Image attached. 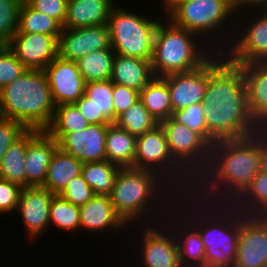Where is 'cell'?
<instances>
[{
	"label": "cell",
	"mask_w": 267,
	"mask_h": 267,
	"mask_svg": "<svg viewBox=\"0 0 267 267\" xmlns=\"http://www.w3.org/2000/svg\"><path fill=\"white\" fill-rule=\"evenodd\" d=\"M260 163V130L242 139L217 140L193 194L205 202L232 204L261 171Z\"/></svg>",
	"instance_id": "7a4b0ae2"
},
{
	"label": "cell",
	"mask_w": 267,
	"mask_h": 267,
	"mask_svg": "<svg viewBox=\"0 0 267 267\" xmlns=\"http://www.w3.org/2000/svg\"><path fill=\"white\" fill-rule=\"evenodd\" d=\"M108 126L89 124L79 132L48 134L58 142L61 150L82 163L100 162L106 160L105 139Z\"/></svg>",
	"instance_id": "5bb4252c"
},
{
	"label": "cell",
	"mask_w": 267,
	"mask_h": 267,
	"mask_svg": "<svg viewBox=\"0 0 267 267\" xmlns=\"http://www.w3.org/2000/svg\"><path fill=\"white\" fill-rule=\"evenodd\" d=\"M254 12H256L257 14H255ZM254 14L256 15V17L254 16ZM248 16L249 14L247 13V20L245 18H242V20L244 19L245 21H247V23L244 20L242 21L239 17L238 22H242L243 24H239L240 26L238 28H236L235 25L229 27V31L233 30L230 31L232 32L231 35L228 34L230 33L229 31H226L224 35L225 37L220 36L218 38L219 41H222V44L220 43L218 45L216 52L224 53L225 57L231 63L236 65H243L253 62H267V14L263 10L254 9L252 11V14L250 15L251 18H254L251 19L250 17L248 18ZM248 21L250 23H248ZM244 22L247 26L244 25ZM232 27H235V30L237 29L236 32L234 29H232ZM239 28L244 29L240 30ZM226 34L229 36L226 37ZM221 37H224V40L221 39ZM223 42H225L226 44Z\"/></svg>",
	"instance_id": "30bf717a"
},
{
	"label": "cell",
	"mask_w": 267,
	"mask_h": 267,
	"mask_svg": "<svg viewBox=\"0 0 267 267\" xmlns=\"http://www.w3.org/2000/svg\"><path fill=\"white\" fill-rule=\"evenodd\" d=\"M120 168L119 165L108 160L86 162L82 165L81 174L96 195L110 196Z\"/></svg>",
	"instance_id": "1f68e13d"
},
{
	"label": "cell",
	"mask_w": 267,
	"mask_h": 267,
	"mask_svg": "<svg viewBox=\"0 0 267 267\" xmlns=\"http://www.w3.org/2000/svg\"><path fill=\"white\" fill-rule=\"evenodd\" d=\"M139 100L159 123L173 114L169 87L162 77H154L139 92Z\"/></svg>",
	"instance_id": "f1b7e54d"
},
{
	"label": "cell",
	"mask_w": 267,
	"mask_h": 267,
	"mask_svg": "<svg viewBox=\"0 0 267 267\" xmlns=\"http://www.w3.org/2000/svg\"><path fill=\"white\" fill-rule=\"evenodd\" d=\"M178 194L179 193L156 172L125 167L120 168L117 173L110 198L116 213L130 228V226L135 227L133 225L136 223L138 224V222L142 225V220H145V223L148 222L149 224L163 221L166 214L170 212V208L174 207ZM149 211L151 213H149ZM158 211H160V213ZM149 215H152V217ZM150 218H152V220L156 219L152 221Z\"/></svg>",
	"instance_id": "277c9868"
},
{
	"label": "cell",
	"mask_w": 267,
	"mask_h": 267,
	"mask_svg": "<svg viewBox=\"0 0 267 267\" xmlns=\"http://www.w3.org/2000/svg\"><path fill=\"white\" fill-rule=\"evenodd\" d=\"M163 9L166 14L164 16L174 25L196 33L215 52L218 48L217 42H220L213 41V37L215 38L217 31H220L217 33L219 36L222 35L221 31L228 28L226 24L232 21V14L234 17L236 14L234 0H169ZM205 36L208 37L207 40Z\"/></svg>",
	"instance_id": "52a82bcc"
},
{
	"label": "cell",
	"mask_w": 267,
	"mask_h": 267,
	"mask_svg": "<svg viewBox=\"0 0 267 267\" xmlns=\"http://www.w3.org/2000/svg\"><path fill=\"white\" fill-rule=\"evenodd\" d=\"M40 130L28 129L18 140H16L6 151L0 162V179L26 187V172L24 160L26 148L29 141Z\"/></svg>",
	"instance_id": "484cf974"
},
{
	"label": "cell",
	"mask_w": 267,
	"mask_h": 267,
	"mask_svg": "<svg viewBox=\"0 0 267 267\" xmlns=\"http://www.w3.org/2000/svg\"><path fill=\"white\" fill-rule=\"evenodd\" d=\"M115 52L112 48L91 52L76 61L86 83L111 80Z\"/></svg>",
	"instance_id": "f546056e"
},
{
	"label": "cell",
	"mask_w": 267,
	"mask_h": 267,
	"mask_svg": "<svg viewBox=\"0 0 267 267\" xmlns=\"http://www.w3.org/2000/svg\"><path fill=\"white\" fill-rule=\"evenodd\" d=\"M139 100V91L113 84L114 123L117 117Z\"/></svg>",
	"instance_id": "7bdbcfd3"
},
{
	"label": "cell",
	"mask_w": 267,
	"mask_h": 267,
	"mask_svg": "<svg viewBox=\"0 0 267 267\" xmlns=\"http://www.w3.org/2000/svg\"><path fill=\"white\" fill-rule=\"evenodd\" d=\"M160 1H161V2L163 1V2H162V4H163L162 6H164L169 0H160Z\"/></svg>",
	"instance_id": "f907efd6"
},
{
	"label": "cell",
	"mask_w": 267,
	"mask_h": 267,
	"mask_svg": "<svg viewBox=\"0 0 267 267\" xmlns=\"http://www.w3.org/2000/svg\"><path fill=\"white\" fill-rule=\"evenodd\" d=\"M50 225L61 231L75 232L80 229L79 207L69 203L59 194H54L49 210Z\"/></svg>",
	"instance_id": "8d00e7d4"
},
{
	"label": "cell",
	"mask_w": 267,
	"mask_h": 267,
	"mask_svg": "<svg viewBox=\"0 0 267 267\" xmlns=\"http://www.w3.org/2000/svg\"><path fill=\"white\" fill-rule=\"evenodd\" d=\"M171 117L176 122L199 133L208 142V129L205 122L203 103H196L182 110L175 111Z\"/></svg>",
	"instance_id": "f35d334b"
},
{
	"label": "cell",
	"mask_w": 267,
	"mask_h": 267,
	"mask_svg": "<svg viewBox=\"0 0 267 267\" xmlns=\"http://www.w3.org/2000/svg\"><path fill=\"white\" fill-rule=\"evenodd\" d=\"M122 8L115 5L108 19L111 48L118 55L151 61L160 19H149Z\"/></svg>",
	"instance_id": "9c48e42d"
},
{
	"label": "cell",
	"mask_w": 267,
	"mask_h": 267,
	"mask_svg": "<svg viewBox=\"0 0 267 267\" xmlns=\"http://www.w3.org/2000/svg\"><path fill=\"white\" fill-rule=\"evenodd\" d=\"M24 0H0V45H8L17 32L19 10Z\"/></svg>",
	"instance_id": "74e56055"
},
{
	"label": "cell",
	"mask_w": 267,
	"mask_h": 267,
	"mask_svg": "<svg viewBox=\"0 0 267 267\" xmlns=\"http://www.w3.org/2000/svg\"><path fill=\"white\" fill-rule=\"evenodd\" d=\"M131 168L156 172L179 194L194 191L196 180L172 156L160 124L137 137Z\"/></svg>",
	"instance_id": "ba28073f"
},
{
	"label": "cell",
	"mask_w": 267,
	"mask_h": 267,
	"mask_svg": "<svg viewBox=\"0 0 267 267\" xmlns=\"http://www.w3.org/2000/svg\"><path fill=\"white\" fill-rule=\"evenodd\" d=\"M154 78L151 61L115 54L111 82L141 91Z\"/></svg>",
	"instance_id": "d4e9b609"
},
{
	"label": "cell",
	"mask_w": 267,
	"mask_h": 267,
	"mask_svg": "<svg viewBox=\"0 0 267 267\" xmlns=\"http://www.w3.org/2000/svg\"><path fill=\"white\" fill-rule=\"evenodd\" d=\"M7 46L30 70H44L58 56V40L52 35L17 31Z\"/></svg>",
	"instance_id": "2e32d148"
},
{
	"label": "cell",
	"mask_w": 267,
	"mask_h": 267,
	"mask_svg": "<svg viewBox=\"0 0 267 267\" xmlns=\"http://www.w3.org/2000/svg\"><path fill=\"white\" fill-rule=\"evenodd\" d=\"M136 139V136L115 123L110 124L105 139L106 160L121 168L132 167L136 154Z\"/></svg>",
	"instance_id": "83f0119b"
},
{
	"label": "cell",
	"mask_w": 267,
	"mask_h": 267,
	"mask_svg": "<svg viewBox=\"0 0 267 267\" xmlns=\"http://www.w3.org/2000/svg\"><path fill=\"white\" fill-rule=\"evenodd\" d=\"M58 142L45 130H40L27 144L24 160L26 187H42L46 180L48 167Z\"/></svg>",
	"instance_id": "44dd1931"
},
{
	"label": "cell",
	"mask_w": 267,
	"mask_h": 267,
	"mask_svg": "<svg viewBox=\"0 0 267 267\" xmlns=\"http://www.w3.org/2000/svg\"><path fill=\"white\" fill-rule=\"evenodd\" d=\"M260 144H261V171L267 173V129H260Z\"/></svg>",
	"instance_id": "c3c4849f"
},
{
	"label": "cell",
	"mask_w": 267,
	"mask_h": 267,
	"mask_svg": "<svg viewBox=\"0 0 267 267\" xmlns=\"http://www.w3.org/2000/svg\"><path fill=\"white\" fill-rule=\"evenodd\" d=\"M267 14V4L261 9Z\"/></svg>",
	"instance_id": "681fc988"
},
{
	"label": "cell",
	"mask_w": 267,
	"mask_h": 267,
	"mask_svg": "<svg viewBox=\"0 0 267 267\" xmlns=\"http://www.w3.org/2000/svg\"><path fill=\"white\" fill-rule=\"evenodd\" d=\"M202 103L211 146L217 140L242 139L261 129L249 111L244 74L224 53L215 52L208 59V84Z\"/></svg>",
	"instance_id": "6da1fadb"
},
{
	"label": "cell",
	"mask_w": 267,
	"mask_h": 267,
	"mask_svg": "<svg viewBox=\"0 0 267 267\" xmlns=\"http://www.w3.org/2000/svg\"><path fill=\"white\" fill-rule=\"evenodd\" d=\"M27 130L21 122L0 117V162L9 147Z\"/></svg>",
	"instance_id": "b9f144b4"
},
{
	"label": "cell",
	"mask_w": 267,
	"mask_h": 267,
	"mask_svg": "<svg viewBox=\"0 0 267 267\" xmlns=\"http://www.w3.org/2000/svg\"><path fill=\"white\" fill-rule=\"evenodd\" d=\"M74 104L89 124H95V107L85 94Z\"/></svg>",
	"instance_id": "bcb514c9"
},
{
	"label": "cell",
	"mask_w": 267,
	"mask_h": 267,
	"mask_svg": "<svg viewBox=\"0 0 267 267\" xmlns=\"http://www.w3.org/2000/svg\"><path fill=\"white\" fill-rule=\"evenodd\" d=\"M21 190L20 185L0 179V214L16 210Z\"/></svg>",
	"instance_id": "f6af8a7d"
},
{
	"label": "cell",
	"mask_w": 267,
	"mask_h": 267,
	"mask_svg": "<svg viewBox=\"0 0 267 267\" xmlns=\"http://www.w3.org/2000/svg\"><path fill=\"white\" fill-rule=\"evenodd\" d=\"M232 204L244 215L267 216V173L260 171Z\"/></svg>",
	"instance_id": "4dcf8cb0"
},
{
	"label": "cell",
	"mask_w": 267,
	"mask_h": 267,
	"mask_svg": "<svg viewBox=\"0 0 267 267\" xmlns=\"http://www.w3.org/2000/svg\"><path fill=\"white\" fill-rule=\"evenodd\" d=\"M234 267H267V216L240 211V234Z\"/></svg>",
	"instance_id": "4fadbf2b"
},
{
	"label": "cell",
	"mask_w": 267,
	"mask_h": 267,
	"mask_svg": "<svg viewBox=\"0 0 267 267\" xmlns=\"http://www.w3.org/2000/svg\"><path fill=\"white\" fill-rule=\"evenodd\" d=\"M115 124L138 137L154 129L159 125V122L155 120L150 112L143 106L142 102L138 100L117 117Z\"/></svg>",
	"instance_id": "e575fe53"
},
{
	"label": "cell",
	"mask_w": 267,
	"mask_h": 267,
	"mask_svg": "<svg viewBox=\"0 0 267 267\" xmlns=\"http://www.w3.org/2000/svg\"><path fill=\"white\" fill-rule=\"evenodd\" d=\"M27 70L7 45H0V90Z\"/></svg>",
	"instance_id": "ab89813d"
},
{
	"label": "cell",
	"mask_w": 267,
	"mask_h": 267,
	"mask_svg": "<svg viewBox=\"0 0 267 267\" xmlns=\"http://www.w3.org/2000/svg\"><path fill=\"white\" fill-rule=\"evenodd\" d=\"M164 20H160L154 37L151 60L154 77L193 71L215 53L196 33L174 25L167 18Z\"/></svg>",
	"instance_id": "8992f818"
},
{
	"label": "cell",
	"mask_w": 267,
	"mask_h": 267,
	"mask_svg": "<svg viewBox=\"0 0 267 267\" xmlns=\"http://www.w3.org/2000/svg\"><path fill=\"white\" fill-rule=\"evenodd\" d=\"M53 193L43 187H25L20 192L16 210L26 227L27 235L32 239L40 237L50 226V203Z\"/></svg>",
	"instance_id": "ac0fdd59"
},
{
	"label": "cell",
	"mask_w": 267,
	"mask_h": 267,
	"mask_svg": "<svg viewBox=\"0 0 267 267\" xmlns=\"http://www.w3.org/2000/svg\"><path fill=\"white\" fill-rule=\"evenodd\" d=\"M55 109L44 70L28 69L0 90V117L21 122L27 129L46 130Z\"/></svg>",
	"instance_id": "5b68a950"
},
{
	"label": "cell",
	"mask_w": 267,
	"mask_h": 267,
	"mask_svg": "<svg viewBox=\"0 0 267 267\" xmlns=\"http://www.w3.org/2000/svg\"><path fill=\"white\" fill-rule=\"evenodd\" d=\"M174 159L196 180L208 167L211 145L197 132L172 117L159 123Z\"/></svg>",
	"instance_id": "8fae6325"
},
{
	"label": "cell",
	"mask_w": 267,
	"mask_h": 267,
	"mask_svg": "<svg viewBox=\"0 0 267 267\" xmlns=\"http://www.w3.org/2000/svg\"><path fill=\"white\" fill-rule=\"evenodd\" d=\"M107 48H111L107 24L75 29L63 28L58 38V56L71 61H77L91 52Z\"/></svg>",
	"instance_id": "e0dca14e"
},
{
	"label": "cell",
	"mask_w": 267,
	"mask_h": 267,
	"mask_svg": "<svg viewBox=\"0 0 267 267\" xmlns=\"http://www.w3.org/2000/svg\"><path fill=\"white\" fill-rule=\"evenodd\" d=\"M115 0H68L63 28L108 24V19Z\"/></svg>",
	"instance_id": "cb8c5ba5"
},
{
	"label": "cell",
	"mask_w": 267,
	"mask_h": 267,
	"mask_svg": "<svg viewBox=\"0 0 267 267\" xmlns=\"http://www.w3.org/2000/svg\"><path fill=\"white\" fill-rule=\"evenodd\" d=\"M31 8L57 20L63 27L68 0H24Z\"/></svg>",
	"instance_id": "ee69618b"
},
{
	"label": "cell",
	"mask_w": 267,
	"mask_h": 267,
	"mask_svg": "<svg viewBox=\"0 0 267 267\" xmlns=\"http://www.w3.org/2000/svg\"><path fill=\"white\" fill-rule=\"evenodd\" d=\"M69 203L80 207L87 203L94 195L93 189L86 183L82 174L71 179L65 189L59 194Z\"/></svg>",
	"instance_id": "60d3db41"
},
{
	"label": "cell",
	"mask_w": 267,
	"mask_h": 267,
	"mask_svg": "<svg viewBox=\"0 0 267 267\" xmlns=\"http://www.w3.org/2000/svg\"><path fill=\"white\" fill-rule=\"evenodd\" d=\"M80 230L88 232L120 230L128 225L116 213L110 196L94 195L87 203L79 207Z\"/></svg>",
	"instance_id": "603a6c76"
},
{
	"label": "cell",
	"mask_w": 267,
	"mask_h": 267,
	"mask_svg": "<svg viewBox=\"0 0 267 267\" xmlns=\"http://www.w3.org/2000/svg\"><path fill=\"white\" fill-rule=\"evenodd\" d=\"M83 163L60 148L55 151L48 167L43 188L53 194H60L69 181L82 172Z\"/></svg>",
	"instance_id": "4316f807"
},
{
	"label": "cell",
	"mask_w": 267,
	"mask_h": 267,
	"mask_svg": "<svg viewBox=\"0 0 267 267\" xmlns=\"http://www.w3.org/2000/svg\"><path fill=\"white\" fill-rule=\"evenodd\" d=\"M168 84L172 111L202 103L208 84V60L199 68L162 77Z\"/></svg>",
	"instance_id": "d6986e66"
},
{
	"label": "cell",
	"mask_w": 267,
	"mask_h": 267,
	"mask_svg": "<svg viewBox=\"0 0 267 267\" xmlns=\"http://www.w3.org/2000/svg\"><path fill=\"white\" fill-rule=\"evenodd\" d=\"M95 107V124L114 123L113 83L111 80L86 83L85 93Z\"/></svg>",
	"instance_id": "d6a6232c"
},
{
	"label": "cell",
	"mask_w": 267,
	"mask_h": 267,
	"mask_svg": "<svg viewBox=\"0 0 267 267\" xmlns=\"http://www.w3.org/2000/svg\"><path fill=\"white\" fill-rule=\"evenodd\" d=\"M144 224L143 222L140 227L142 230L140 235L143 236L139 242L142 245L138 244L141 246L139 249L141 262L138 263L143 267H182L177 242L171 228L163 221L154 225L144 226Z\"/></svg>",
	"instance_id": "7c38bea8"
},
{
	"label": "cell",
	"mask_w": 267,
	"mask_h": 267,
	"mask_svg": "<svg viewBox=\"0 0 267 267\" xmlns=\"http://www.w3.org/2000/svg\"><path fill=\"white\" fill-rule=\"evenodd\" d=\"M174 208L199 231L205 246V267H234L240 211L233 204L209 203L193 193H182L178 194Z\"/></svg>",
	"instance_id": "3957f363"
},
{
	"label": "cell",
	"mask_w": 267,
	"mask_h": 267,
	"mask_svg": "<svg viewBox=\"0 0 267 267\" xmlns=\"http://www.w3.org/2000/svg\"><path fill=\"white\" fill-rule=\"evenodd\" d=\"M44 71L56 106L73 104L84 95L86 82L76 61L57 56Z\"/></svg>",
	"instance_id": "9a60e30c"
},
{
	"label": "cell",
	"mask_w": 267,
	"mask_h": 267,
	"mask_svg": "<svg viewBox=\"0 0 267 267\" xmlns=\"http://www.w3.org/2000/svg\"><path fill=\"white\" fill-rule=\"evenodd\" d=\"M246 85L250 114L261 128L267 127V62L239 65Z\"/></svg>",
	"instance_id": "7402d4cb"
},
{
	"label": "cell",
	"mask_w": 267,
	"mask_h": 267,
	"mask_svg": "<svg viewBox=\"0 0 267 267\" xmlns=\"http://www.w3.org/2000/svg\"><path fill=\"white\" fill-rule=\"evenodd\" d=\"M267 4V0H234V8L236 13H240L239 11L242 10V8H245L246 10L250 11L251 10H261L265 5ZM253 6V8H252ZM255 7V8H254ZM258 7V8H257Z\"/></svg>",
	"instance_id": "7dc6e473"
},
{
	"label": "cell",
	"mask_w": 267,
	"mask_h": 267,
	"mask_svg": "<svg viewBox=\"0 0 267 267\" xmlns=\"http://www.w3.org/2000/svg\"><path fill=\"white\" fill-rule=\"evenodd\" d=\"M89 125L76 105L63 104L56 106L53 120L45 130L47 133H73L87 128Z\"/></svg>",
	"instance_id": "d590c367"
},
{
	"label": "cell",
	"mask_w": 267,
	"mask_h": 267,
	"mask_svg": "<svg viewBox=\"0 0 267 267\" xmlns=\"http://www.w3.org/2000/svg\"><path fill=\"white\" fill-rule=\"evenodd\" d=\"M62 29V25L57 20L36 11L25 1L22 2L19 10L18 32L52 35L58 40Z\"/></svg>",
	"instance_id": "836d02e7"
},
{
	"label": "cell",
	"mask_w": 267,
	"mask_h": 267,
	"mask_svg": "<svg viewBox=\"0 0 267 267\" xmlns=\"http://www.w3.org/2000/svg\"><path fill=\"white\" fill-rule=\"evenodd\" d=\"M163 222L172 228L182 267H205V246L199 231L174 207Z\"/></svg>",
	"instance_id": "ffe728a7"
}]
</instances>
